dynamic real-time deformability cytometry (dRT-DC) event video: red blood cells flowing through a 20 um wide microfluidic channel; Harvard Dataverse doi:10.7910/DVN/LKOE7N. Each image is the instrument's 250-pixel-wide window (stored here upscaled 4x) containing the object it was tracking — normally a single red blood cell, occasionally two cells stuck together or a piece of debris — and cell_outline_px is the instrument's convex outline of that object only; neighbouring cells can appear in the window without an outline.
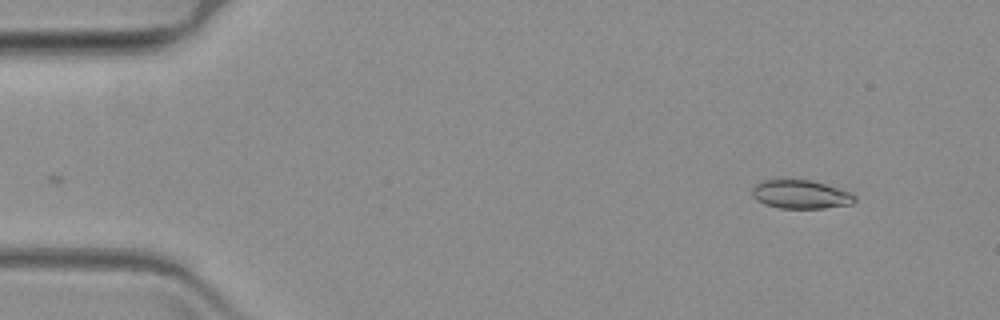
{"species": "common noctule bat (a hibernating species)", "species_latin": "Nyctalus noctula", "temperature_condition": "warm", "stored_images_in_passage": 11, "camera_frame_rate_fps": 3000, "um_per_image_px": 0.085, "animal": {"sex": "female", "body_mass_g": 19.3, "forearm_length_mm": 54.1}, "frame": {"image": 1, "passage_image": 1, "time_ms": 0.0, "image_size_px": [1000, 320], "cell_outline_px": [[856, 200], [852, 204], [824, 208], [780, 208], [764, 204], [756, 200], [752, 196], [752, 188], [760, 180], [812, 180], [848, 192], [856, 196]], "centroid_in_image_um": [68.02, 16.53], "position_along_channel_um": 17.0, "area_um2": 16.99}}